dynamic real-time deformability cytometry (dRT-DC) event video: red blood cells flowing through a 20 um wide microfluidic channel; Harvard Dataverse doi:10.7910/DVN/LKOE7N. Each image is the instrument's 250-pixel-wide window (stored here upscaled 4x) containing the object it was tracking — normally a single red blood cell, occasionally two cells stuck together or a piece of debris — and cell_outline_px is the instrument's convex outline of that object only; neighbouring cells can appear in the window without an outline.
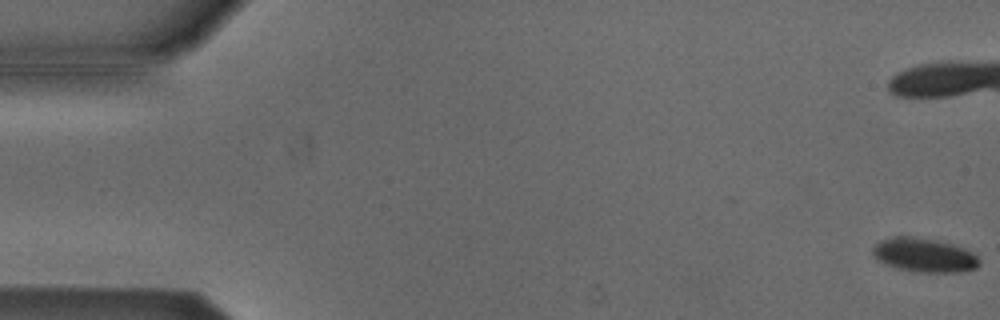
{"species": "Egyptian fruit bat (a non-hibernating species)", "species_latin": "Rousettus aegyptiacus", "temperature_condition": "cold", "stored_images_in_passage": 16, "camera_frame_rate_fps": 3000, "um_per_image_px": 0.085, "animal": {"sex": "male"}, "frame": {"image": 1, "passage_image": 1, "time_ms": 0.0, "image_size_px": [1000, 320], "cell_outline_px": [[980, 264], [976, 268], [960, 272], [920, 272], [900, 268], [876, 260], [872, 256], [872, 248], [880, 240], [892, 236], [908, 236], [936, 240], [952, 244], [964, 248], [972, 252], [980, 260]], "centroid_in_image_um": [78.55, 21.67], "position_along_channel_um": 6.5, "area_um2": 21.04}}